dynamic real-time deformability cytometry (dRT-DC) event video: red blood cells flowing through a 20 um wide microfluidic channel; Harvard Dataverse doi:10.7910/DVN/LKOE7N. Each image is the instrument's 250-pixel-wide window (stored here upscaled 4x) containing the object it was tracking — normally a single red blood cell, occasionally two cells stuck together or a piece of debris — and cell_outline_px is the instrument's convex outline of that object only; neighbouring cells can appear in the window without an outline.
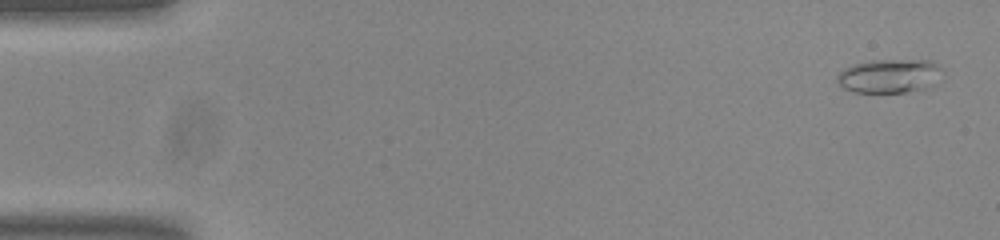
{"species": "common noctule bat (a hibernating species)", "species_latin": "Nyctalus noctula", "temperature_condition": "room temperature", "stored_images_in_passage": 54, "camera_frame_rate_fps": 3000, "um_per_image_px": 0.085, "animal": {"sex": "male", "body_mass_g": 20.0, "forearm_length_mm": 53.3}, "frame": {"image": 1, "passage_image": 2, "time_ms": 0.333, "image_size_px": [1000, 240], "cell_outline_px": [[944, 72], [924, 88], [904, 92], [852, 92], [844, 88], [836, 80], [836, 76], [844, 68], [852, 64], [872, 60], [932, 60], [944, 68]], "centroid_in_image_um": [75.58, 6.43], "position_along_channel_um": 9.4, "area_um2": 20.69}}
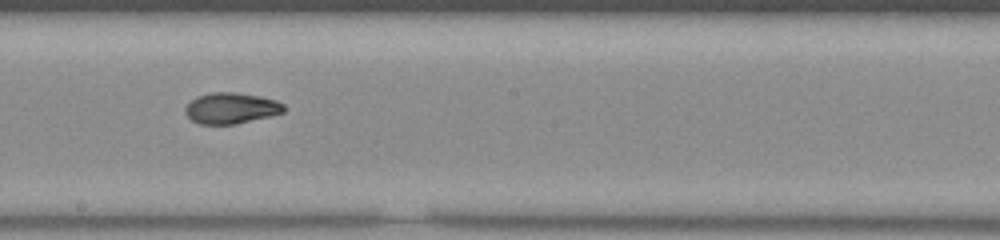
{"frame": {"image": 2, "passage_image": 30, "time_ms": 9.667, "image_size_px": [1000, 240], "cell_outline_px": [[284, 112], [236, 124], [200, 124], [192, 120], [184, 112], [184, 108], [196, 96], [212, 92], [236, 92], [260, 96], [276, 100], [284, 104]], "centroid_in_image_um": [19.63, 9.18], "position_along_channel_um": 228.6, "area_um2": 17.74}}
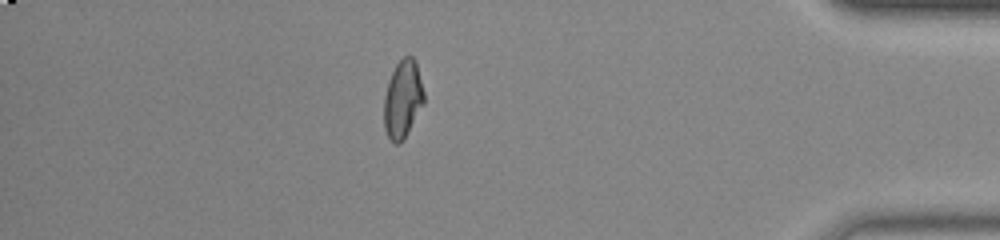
{"frame": {"image": 3, "passage_image": 47, "time_ms": 15.333, "image_size_px": [1000, 240], "cell_outline_px": [[424, 104], [404, 140], [400, 144], [396, 144], [388, 136], [384, 128], [384, 96], [388, 80], [396, 64], [404, 56], [412, 56], [416, 60], [424, 92]], "centroid_in_image_um": [34.24, 8.43], "position_along_channel_um": 401.0, "area_um2": 18.32}, "authors_computed_cell_mechanics": {"area_um2": 18.0047, "velocity_mm_per_s": 3.7774, "shape_relaxation_time_tau1_ms": 10.445, "shape_relaxation_time_tau2_ms": 2.1218, "deformation_change_tau1": 0.25, "deformation_change_tau2": 0.0645}}